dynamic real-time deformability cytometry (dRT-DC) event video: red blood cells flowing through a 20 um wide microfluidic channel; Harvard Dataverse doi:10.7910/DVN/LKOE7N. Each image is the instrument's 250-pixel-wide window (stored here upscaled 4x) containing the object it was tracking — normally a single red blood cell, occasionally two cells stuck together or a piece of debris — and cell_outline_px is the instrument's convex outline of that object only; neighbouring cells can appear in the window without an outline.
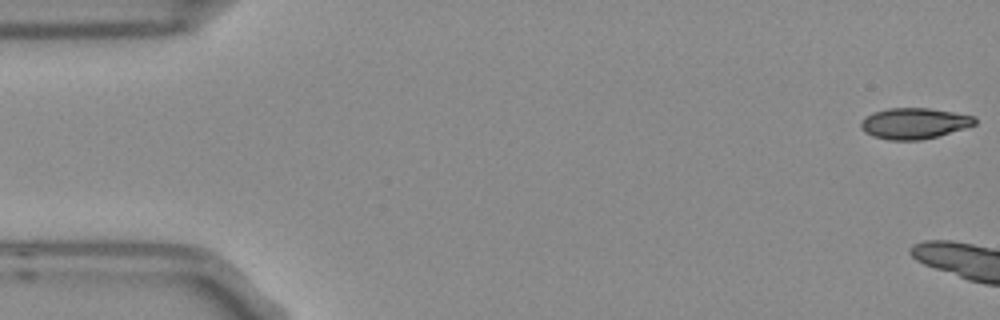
{"species": "Egyptian fruit bat (a non-hibernating species)", "species_latin": "Rousettus aegyptiacus", "temperature_condition": "room temperature", "stored_images_in_passage": 6, "camera_frame_rate_fps": 3000, "um_per_image_px": 0.085, "frame": {"image": 1, "passage_image": 1, "time_ms": 0.0, "image_size_px": [1000, 320], "cell_outline_px": [[976, 124], [968, 128], [920, 140], [888, 140], [872, 136], [864, 132], [860, 128], [860, 124], [872, 112], [888, 108], [928, 108], [976, 116]], "centroid_in_image_um": [77.72, 10.49], "position_along_channel_um": 7.3, "area_um2": 20.58}}
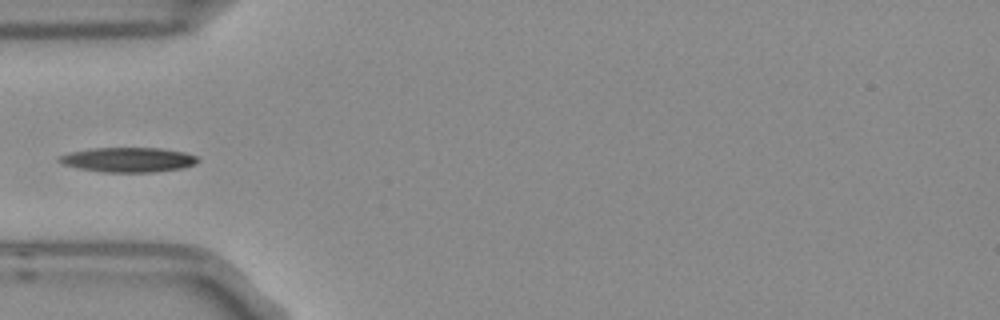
{"frame": {"image": 2, "passage_image": 6, "time_ms": 1.667, "image_size_px": [1000, 320], "cell_outline_px": [[200, 160], [196, 164], [184, 168], [152, 172], [104, 172], [80, 168], [64, 164], [56, 160], [56, 156], [68, 152], [92, 148], [160, 148], [184, 152], [196, 156]], "centroid_in_image_um": [10.89, 13.57], "position_along_channel_um": 74.1, "area_um2": 20.06}}